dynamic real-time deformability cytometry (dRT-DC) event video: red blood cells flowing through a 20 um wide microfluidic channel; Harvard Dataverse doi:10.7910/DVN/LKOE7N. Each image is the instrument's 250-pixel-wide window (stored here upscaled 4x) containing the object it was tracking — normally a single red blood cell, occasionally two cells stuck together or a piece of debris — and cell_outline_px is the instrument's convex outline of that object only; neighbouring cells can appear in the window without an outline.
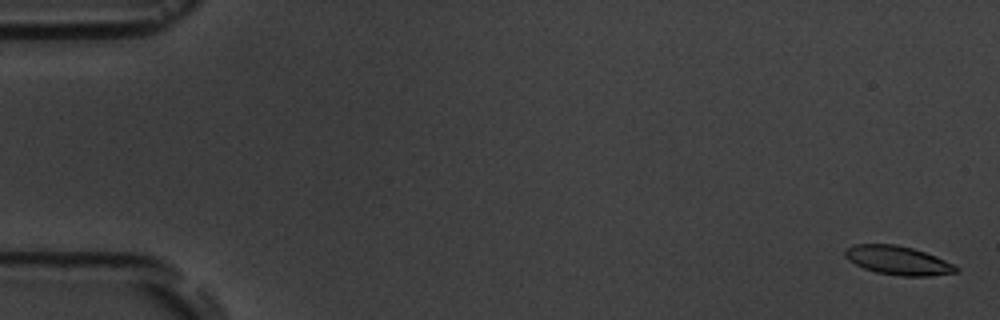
{"species": "common noctule bat (a hibernating species)", "species_latin": "Nyctalus noctula", "temperature_condition": "room temperature", "stored_images_in_passage": 7, "camera_frame_rate_fps": 3000, "um_per_image_px": 0.085, "animal": {"sex": "male", "body_mass_g": 19.5, "forearm_length_mm": 54.6}, "frame": {"image": 1, "passage_image": 1, "time_ms": 0.0, "image_size_px": [1000, 320], "cell_outline_px": [[960, 268], [956, 272], [928, 276], [900, 276], [876, 272], [864, 268], [848, 260], [844, 256], [844, 248], [852, 244], [896, 244], [912, 248], [936, 256]], "centroid_in_image_um": [76.28, 22.12], "position_along_channel_um": 8.7, "area_um2": 18.61}}
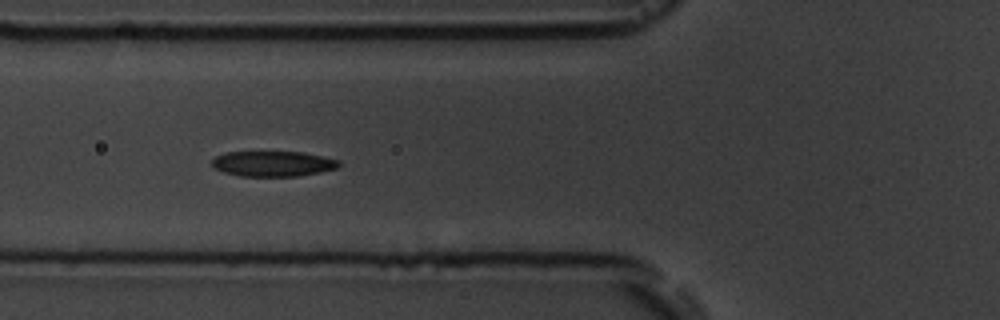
{"frame": {"image": 2, "passage_image": 6, "time_ms": 6.667, "image_size_px": [1000, 320], "cell_outline_px": [[340, 164], [336, 168], [320, 172], [296, 176], [240, 176], [224, 172], [212, 168], [212, 160], [216, 156], [224, 152], [304, 152], [324, 156], [340, 160]], "centroid_in_image_um": [23.19, 13.91], "position_along_channel_um": 102.6, "area_um2": 18.84}}
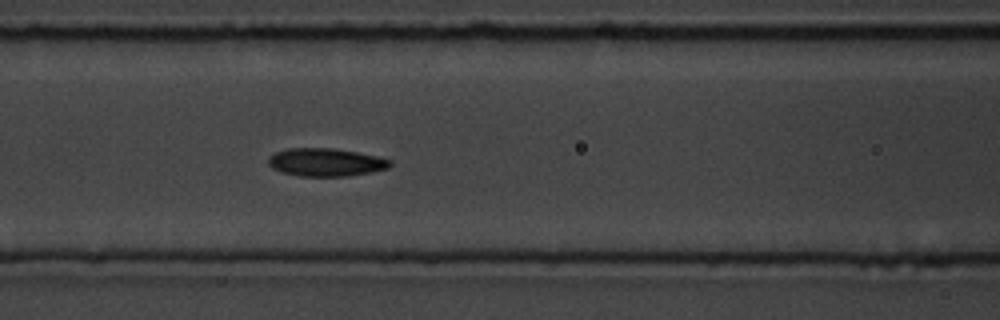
{"frame": {"image": 3, "passage_image": 7, "time_ms": 7.667, "image_size_px": [1000, 320], "cell_outline_px": [[392, 164], [388, 168], [372, 172], [348, 176], [300, 176], [280, 172], [272, 168], [268, 164], [268, 156], [276, 152], [288, 148], [332, 148], [356, 152], [376, 156], [392, 160]], "centroid_in_image_um": [27.67, 13.79], "position_along_channel_um": 138.9, "area_um2": 19.94}}